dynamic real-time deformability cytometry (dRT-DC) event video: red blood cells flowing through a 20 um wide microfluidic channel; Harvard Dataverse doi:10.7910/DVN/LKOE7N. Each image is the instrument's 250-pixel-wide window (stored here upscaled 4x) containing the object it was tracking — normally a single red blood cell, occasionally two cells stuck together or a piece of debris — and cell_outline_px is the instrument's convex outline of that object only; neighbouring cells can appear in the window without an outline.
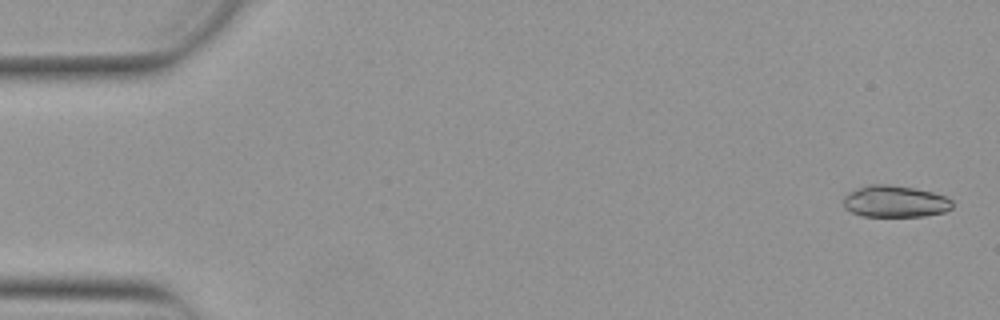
{"species": "Egyptian fruit bat (a non-hibernating species)", "species_latin": "Rousettus aegyptiacus", "temperature_condition": "warm", "stored_images_in_passage": 53, "camera_frame_rate_fps": 3000, "um_per_image_px": 0.085, "animal": {"sex": "female"}, "frame": {"image": 1, "passage_image": 2, "time_ms": 0.333, "image_size_px": [1000, 320], "cell_outline_px": [[952, 208], [944, 212], [924, 216], [860, 216], [844, 208], [844, 196], [848, 192], [868, 184], [888, 184], [916, 188], [932, 192], [944, 196], [952, 200]], "centroid_in_image_um": [76.06, 17.12], "position_along_channel_um": 8.9, "area_um2": 20.23}}
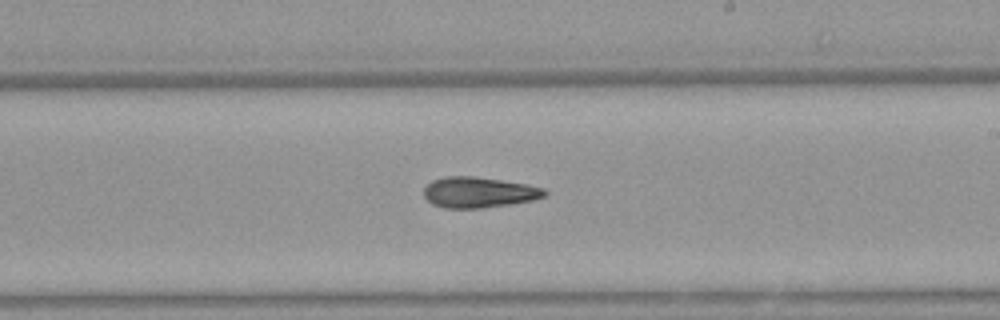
{"frame": {"image": 2, "passage_image": 31, "time_ms": 10.0, "image_size_px": [1000, 320], "cell_outline_px": [[548, 192], [544, 196], [532, 200], [508, 204], [480, 208], [444, 208], [432, 204], [424, 196], [424, 188], [432, 180], [444, 176], [472, 176], [500, 180], [524, 184], [544, 188]], "centroid_in_image_um": [40.65, 16.35], "position_along_channel_um": 248.3, "area_um2": 21.39}}
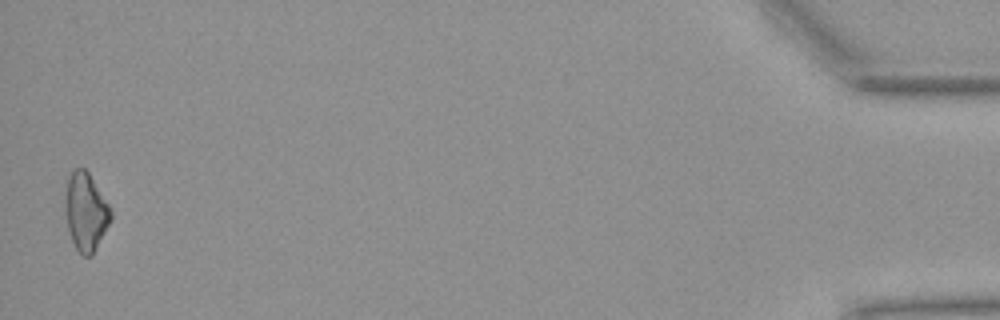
{"frame": {"image": 3, "passage_image": 52, "time_ms": 17.0, "image_size_px": [1000, 320], "cell_outline_px": [[112, 220], [92, 256], [84, 256], [76, 248], [72, 240], [68, 228], [64, 208], [64, 200], [68, 176], [72, 168], [84, 168], [88, 172], [108, 204], [112, 212]], "centroid_in_image_um": [7.28, 17.99], "position_along_channel_um": 427.9, "area_um2": 20.81}}